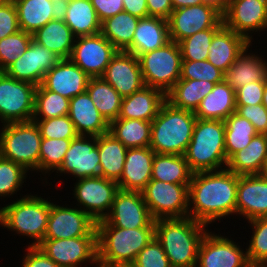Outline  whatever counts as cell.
I'll return each instance as SVG.
<instances>
[{
  "label": "cell",
  "instance_id": "1",
  "mask_svg": "<svg viewBox=\"0 0 267 267\" xmlns=\"http://www.w3.org/2000/svg\"><path fill=\"white\" fill-rule=\"evenodd\" d=\"M239 176L227 168L195 172L189 184L188 217L211 226L235 215Z\"/></svg>",
  "mask_w": 267,
  "mask_h": 267
},
{
  "label": "cell",
  "instance_id": "2",
  "mask_svg": "<svg viewBox=\"0 0 267 267\" xmlns=\"http://www.w3.org/2000/svg\"><path fill=\"white\" fill-rule=\"evenodd\" d=\"M208 226L191 217L155 220V238L171 266L196 267L198 250Z\"/></svg>",
  "mask_w": 267,
  "mask_h": 267
},
{
  "label": "cell",
  "instance_id": "3",
  "mask_svg": "<svg viewBox=\"0 0 267 267\" xmlns=\"http://www.w3.org/2000/svg\"><path fill=\"white\" fill-rule=\"evenodd\" d=\"M20 194L19 199H11L0 207V227L14 235L31 239L29 246H38L47 230L51 198L34 194Z\"/></svg>",
  "mask_w": 267,
  "mask_h": 267
},
{
  "label": "cell",
  "instance_id": "4",
  "mask_svg": "<svg viewBox=\"0 0 267 267\" xmlns=\"http://www.w3.org/2000/svg\"><path fill=\"white\" fill-rule=\"evenodd\" d=\"M98 266L132 265L138 253L155 237V228L126 229L96 223Z\"/></svg>",
  "mask_w": 267,
  "mask_h": 267
},
{
  "label": "cell",
  "instance_id": "5",
  "mask_svg": "<svg viewBox=\"0 0 267 267\" xmlns=\"http://www.w3.org/2000/svg\"><path fill=\"white\" fill-rule=\"evenodd\" d=\"M196 120L193 111L175 108L165 101L151 122L149 147L158 154L184 155Z\"/></svg>",
  "mask_w": 267,
  "mask_h": 267
},
{
  "label": "cell",
  "instance_id": "6",
  "mask_svg": "<svg viewBox=\"0 0 267 267\" xmlns=\"http://www.w3.org/2000/svg\"><path fill=\"white\" fill-rule=\"evenodd\" d=\"M184 157L193 173L225 169V122L197 118Z\"/></svg>",
  "mask_w": 267,
  "mask_h": 267
},
{
  "label": "cell",
  "instance_id": "7",
  "mask_svg": "<svg viewBox=\"0 0 267 267\" xmlns=\"http://www.w3.org/2000/svg\"><path fill=\"white\" fill-rule=\"evenodd\" d=\"M0 156L39 175L41 133L36 122L0 123Z\"/></svg>",
  "mask_w": 267,
  "mask_h": 267
},
{
  "label": "cell",
  "instance_id": "8",
  "mask_svg": "<svg viewBox=\"0 0 267 267\" xmlns=\"http://www.w3.org/2000/svg\"><path fill=\"white\" fill-rule=\"evenodd\" d=\"M138 59L145 86L159 89L166 95L180 79L182 54L179 43L170 41L159 49L141 54Z\"/></svg>",
  "mask_w": 267,
  "mask_h": 267
},
{
  "label": "cell",
  "instance_id": "9",
  "mask_svg": "<svg viewBox=\"0 0 267 267\" xmlns=\"http://www.w3.org/2000/svg\"><path fill=\"white\" fill-rule=\"evenodd\" d=\"M74 204L87 213L96 223L104 220L110 213L118 183L102 176L77 179L73 183Z\"/></svg>",
  "mask_w": 267,
  "mask_h": 267
},
{
  "label": "cell",
  "instance_id": "10",
  "mask_svg": "<svg viewBox=\"0 0 267 267\" xmlns=\"http://www.w3.org/2000/svg\"><path fill=\"white\" fill-rule=\"evenodd\" d=\"M141 193L154 220L188 217L189 185L151 179Z\"/></svg>",
  "mask_w": 267,
  "mask_h": 267
},
{
  "label": "cell",
  "instance_id": "11",
  "mask_svg": "<svg viewBox=\"0 0 267 267\" xmlns=\"http://www.w3.org/2000/svg\"><path fill=\"white\" fill-rule=\"evenodd\" d=\"M36 88L35 84L0 72V122L32 121Z\"/></svg>",
  "mask_w": 267,
  "mask_h": 267
},
{
  "label": "cell",
  "instance_id": "12",
  "mask_svg": "<svg viewBox=\"0 0 267 267\" xmlns=\"http://www.w3.org/2000/svg\"><path fill=\"white\" fill-rule=\"evenodd\" d=\"M168 25L170 41L176 43L199 31L224 26L222 11L209 3L173 10Z\"/></svg>",
  "mask_w": 267,
  "mask_h": 267
},
{
  "label": "cell",
  "instance_id": "13",
  "mask_svg": "<svg viewBox=\"0 0 267 267\" xmlns=\"http://www.w3.org/2000/svg\"><path fill=\"white\" fill-rule=\"evenodd\" d=\"M222 16L226 28L254 44L253 36L267 31V0H229Z\"/></svg>",
  "mask_w": 267,
  "mask_h": 267
},
{
  "label": "cell",
  "instance_id": "14",
  "mask_svg": "<svg viewBox=\"0 0 267 267\" xmlns=\"http://www.w3.org/2000/svg\"><path fill=\"white\" fill-rule=\"evenodd\" d=\"M38 247L60 267H98L97 236L44 239Z\"/></svg>",
  "mask_w": 267,
  "mask_h": 267
},
{
  "label": "cell",
  "instance_id": "15",
  "mask_svg": "<svg viewBox=\"0 0 267 267\" xmlns=\"http://www.w3.org/2000/svg\"><path fill=\"white\" fill-rule=\"evenodd\" d=\"M208 230L198 250L196 267H250L245 250L232 235ZM230 237V238H229ZM235 240V241H234ZM239 243V244H238Z\"/></svg>",
  "mask_w": 267,
  "mask_h": 267
},
{
  "label": "cell",
  "instance_id": "16",
  "mask_svg": "<svg viewBox=\"0 0 267 267\" xmlns=\"http://www.w3.org/2000/svg\"><path fill=\"white\" fill-rule=\"evenodd\" d=\"M52 201L44 239L97 236L96 222L87 213L73 204Z\"/></svg>",
  "mask_w": 267,
  "mask_h": 267
},
{
  "label": "cell",
  "instance_id": "17",
  "mask_svg": "<svg viewBox=\"0 0 267 267\" xmlns=\"http://www.w3.org/2000/svg\"><path fill=\"white\" fill-rule=\"evenodd\" d=\"M54 174L53 178L57 177V180H60L58 176L64 174L65 177L67 174L69 178L73 177L74 181L80 178L100 176L97 136L78 135L72 139L62 165Z\"/></svg>",
  "mask_w": 267,
  "mask_h": 267
},
{
  "label": "cell",
  "instance_id": "18",
  "mask_svg": "<svg viewBox=\"0 0 267 267\" xmlns=\"http://www.w3.org/2000/svg\"><path fill=\"white\" fill-rule=\"evenodd\" d=\"M117 49L101 34L77 37L70 60L90 78L102 77Z\"/></svg>",
  "mask_w": 267,
  "mask_h": 267
},
{
  "label": "cell",
  "instance_id": "19",
  "mask_svg": "<svg viewBox=\"0 0 267 267\" xmlns=\"http://www.w3.org/2000/svg\"><path fill=\"white\" fill-rule=\"evenodd\" d=\"M105 220L118 228H155V220L140 191L119 190Z\"/></svg>",
  "mask_w": 267,
  "mask_h": 267
},
{
  "label": "cell",
  "instance_id": "20",
  "mask_svg": "<svg viewBox=\"0 0 267 267\" xmlns=\"http://www.w3.org/2000/svg\"><path fill=\"white\" fill-rule=\"evenodd\" d=\"M60 60L59 56L32 39L28 49L4 72L16 80L39 86L44 75Z\"/></svg>",
  "mask_w": 267,
  "mask_h": 267
},
{
  "label": "cell",
  "instance_id": "21",
  "mask_svg": "<svg viewBox=\"0 0 267 267\" xmlns=\"http://www.w3.org/2000/svg\"><path fill=\"white\" fill-rule=\"evenodd\" d=\"M102 78L122 97L129 96L145 86L138 57L126 51H117Z\"/></svg>",
  "mask_w": 267,
  "mask_h": 267
},
{
  "label": "cell",
  "instance_id": "22",
  "mask_svg": "<svg viewBox=\"0 0 267 267\" xmlns=\"http://www.w3.org/2000/svg\"><path fill=\"white\" fill-rule=\"evenodd\" d=\"M235 215L245 221L267 217V179L262 174L239 176Z\"/></svg>",
  "mask_w": 267,
  "mask_h": 267
},
{
  "label": "cell",
  "instance_id": "23",
  "mask_svg": "<svg viewBox=\"0 0 267 267\" xmlns=\"http://www.w3.org/2000/svg\"><path fill=\"white\" fill-rule=\"evenodd\" d=\"M90 77L70 59H61L42 80L41 85L61 96L71 99L87 89Z\"/></svg>",
  "mask_w": 267,
  "mask_h": 267
},
{
  "label": "cell",
  "instance_id": "24",
  "mask_svg": "<svg viewBox=\"0 0 267 267\" xmlns=\"http://www.w3.org/2000/svg\"><path fill=\"white\" fill-rule=\"evenodd\" d=\"M155 152L148 146L128 148L124 169L117 182L123 191H142L151 180Z\"/></svg>",
  "mask_w": 267,
  "mask_h": 267
},
{
  "label": "cell",
  "instance_id": "25",
  "mask_svg": "<svg viewBox=\"0 0 267 267\" xmlns=\"http://www.w3.org/2000/svg\"><path fill=\"white\" fill-rule=\"evenodd\" d=\"M252 48V44H249L223 73V81L228 83L235 91L251 82L267 81L266 55H259L257 54L258 51L254 52L251 50Z\"/></svg>",
  "mask_w": 267,
  "mask_h": 267
},
{
  "label": "cell",
  "instance_id": "26",
  "mask_svg": "<svg viewBox=\"0 0 267 267\" xmlns=\"http://www.w3.org/2000/svg\"><path fill=\"white\" fill-rule=\"evenodd\" d=\"M69 118L78 135L99 136L109 132V123L98 111L87 91L70 99Z\"/></svg>",
  "mask_w": 267,
  "mask_h": 267
},
{
  "label": "cell",
  "instance_id": "27",
  "mask_svg": "<svg viewBox=\"0 0 267 267\" xmlns=\"http://www.w3.org/2000/svg\"><path fill=\"white\" fill-rule=\"evenodd\" d=\"M170 42L168 20L148 16L140 18L134 32L132 44L125 50L137 57Z\"/></svg>",
  "mask_w": 267,
  "mask_h": 267
},
{
  "label": "cell",
  "instance_id": "28",
  "mask_svg": "<svg viewBox=\"0 0 267 267\" xmlns=\"http://www.w3.org/2000/svg\"><path fill=\"white\" fill-rule=\"evenodd\" d=\"M165 101L166 95L161 90L144 86L133 94L122 98L118 118L152 122Z\"/></svg>",
  "mask_w": 267,
  "mask_h": 267
},
{
  "label": "cell",
  "instance_id": "29",
  "mask_svg": "<svg viewBox=\"0 0 267 267\" xmlns=\"http://www.w3.org/2000/svg\"><path fill=\"white\" fill-rule=\"evenodd\" d=\"M249 44L243 36L223 26L212 39L207 60L224 73Z\"/></svg>",
  "mask_w": 267,
  "mask_h": 267
},
{
  "label": "cell",
  "instance_id": "30",
  "mask_svg": "<svg viewBox=\"0 0 267 267\" xmlns=\"http://www.w3.org/2000/svg\"><path fill=\"white\" fill-rule=\"evenodd\" d=\"M267 162V135L257 134L251 142L236 152L226 168L238 176L261 174Z\"/></svg>",
  "mask_w": 267,
  "mask_h": 267
},
{
  "label": "cell",
  "instance_id": "31",
  "mask_svg": "<svg viewBox=\"0 0 267 267\" xmlns=\"http://www.w3.org/2000/svg\"><path fill=\"white\" fill-rule=\"evenodd\" d=\"M236 112V91L226 82L216 83L213 90L205 96L194 112L203 120L224 121Z\"/></svg>",
  "mask_w": 267,
  "mask_h": 267
},
{
  "label": "cell",
  "instance_id": "32",
  "mask_svg": "<svg viewBox=\"0 0 267 267\" xmlns=\"http://www.w3.org/2000/svg\"><path fill=\"white\" fill-rule=\"evenodd\" d=\"M32 38L61 59L70 58L76 39L64 21L55 19L33 33Z\"/></svg>",
  "mask_w": 267,
  "mask_h": 267
},
{
  "label": "cell",
  "instance_id": "33",
  "mask_svg": "<svg viewBox=\"0 0 267 267\" xmlns=\"http://www.w3.org/2000/svg\"><path fill=\"white\" fill-rule=\"evenodd\" d=\"M100 176L118 182L124 169L127 149L110 132L97 136Z\"/></svg>",
  "mask_w": 267,
  "mask_h": 267
},
{
  "label": "cell",
  "instance_id": "34",
  "mask_svg": "<svg viewBox=\"0 0 267 267\" xmlns=\"http://www.w3.org/2000/svg\"><path fill=\"white\" fill-rule=\"evenodd\" d=\"M214 86L215 83L209 81L179 79L166 94V101L175 108L195 112Z\"/></svg>",
  "mask_w": 267,
  "mask_h": 267
},
{
  "label": "cell",
  "instance_id": "35",
  "mask_svg": "<svg viewBox=\"0 0 267 267\" xmlns=\"http://www.w3.org/2000/svg\"><path fill=\"white\" fill-rule=\"evenodd\" d=\"M64 22L76 38L101 33V22L90 0H70Z\"/></svg>",
  "mask_w": 267,
  "mask_h": 267
},
{
  "label": "cell",
  "instance_id": "36",
  "mask_svg": "<svg viewBox=\"0 0 267 267\" xmlns=\"http://www.w3.org/2000/svg\"><path fill=\"white\" fill-rule=\"evenodd\" d=\"M192 175L193 172L190 170L184 155L155 153L151 179L189 185Z\"/></svg>",
  "mask_w": 267,
  "mask_h": 267
},
{
  "label": "cell",
  "instance_id": "37",
  "mask_svg": "<svg viewBox=\"0 0 267 267\" xmlns=\"http://www.w3.org/2000/svg\"><path fill=\"white\" fill-rule=\"evenodd\" d=\"M20 30L29 34L53 20L51 0H13Z\"/></svg>",
  "mask_w": 267,
  "mask_h": 267
},
{
  "label": "cell",
  "instance_id": "38",
  "mask_svg": "<svg viewBox=\"0 0 267 267\" xmlns=\"http://www.w3.org/2000/svg\"><path fill=\"white\" fill-rule=\"evenodd\" d=\"M86 91L109 124L118 118L123 97L108 82L102 77L90 78Z\"/></svg>",
  "mask_w": 267,
  "mask_h": 267
},
{
  "label": "cell",
  "instance_id": "39",
  "mask_svg": "<svg viewBox=\"0 0 267 267\" xmlns=\"http://www.w3.org/2000/svg\"><path fill=\"white\" fill-rule=\"evenodd\" d=\"M109 132L126 148L148 147L151 141V122L117 118L110 123Z\"/></svg>",
  "mask_w": 267,
  "mask_h": 267
},
{
  "label": "cell",
  "instance_id": "40",
  "mask_svg": "<svg viewBox=\"0 0 267 267\" xmlns=\"http://www.w3.org/2000/svg\"><path fill=\"white\" fill-rule=\"evenodd\" d=\"M139 18L125 12L101 23V34L118 50L125 51L131 44Z\"/></svg>",
  "mask_w": 267,
  "mask_h": 267
},
{
  "label": "cell",
  "instance_id": "41",
  "mask_svg": "<svg viewBox=\"0 0 267 267\" xmlns=\"http://www.w3.org/2000/svg\"><path fill=\"white\" fill-rule=\"evenodd\" d=\"M71 139H41L40 155H39V181H42V186L52 188V173H55L63 163L65 153L67 152ZM43 175L44 177H42ZM48 175V178L46 177ZM51 175V176H50ZM44 178V179H42ZM50 182H49V180ZM45 182V183H44ZM46 184V186H45Z\"/></svg>",
  "mask_w": 267,
  "mask_h": 267
},
{
  "label": "cell",
  "instance_id": "42",
  "mask_svg": "<svg viewBox=\"0 0 267 267\" xmlns=\"http://www.w3.org/2000/svg\"><path fill=\"white\" fill-rule=\"evenodd\" d=\"M225 150L229 160L236 152L244 149L258 133L252 123L236 112L224 120Z\"/></svg>",
  "mask_w": 267,
  "mask_h": 267
},
{
  "label": "cell",
  "instance_id": "43",
  "mask_svg": "<svg viewBox=\"0 0 267 267\" xmlns=\"http://www.w3.org/2000/svg\"><path fill=\"white\" fill-rule=\"evenodd\" d=\"M70 99L45 89L41 84L35 91L34 114L32 119H50L69 113Z\"/></svg>",
  "mask_w": 267,
  "mask_h": 267
},
{
  "label": "cell",
  "instance_id": "44",
  "mask_svg": "<svg viewBox=\"0 0 267 267\" xmlns=\"http://www.w3.org/2000/svg\"><path fill=\"white\" fill-rule=\"evenodd\" d=\"M30 173L20 164L0 156V199L3 201L18 195L26 185ZM24 185V186H23ZM20 190V191H19ZM7 198V199H6Z\"/></svg>",
  "mask_w": 267,
  "mask_h": 267
},
{
  "label": "cell",
  "instance_id": "45",
  "mask_svg": "<svg viewBox=\"0 0 267 267\" xmlns=\"http://www.w3.org/2000/svg\"><path fill=\"white\" fill-rule=\"evenodd\" d=\"M252 231L246 243L247 258L250 265L267 266V217L247 221ZM249 243V244H248Z\"/></svg>",
  "mask_w": 267,
  "mask_h": 267
},
{
  "label": "cell",
  "instance_id": "46",
  "mask_svg": "<svg viewBox=\"0 0 267 267\" xmlns=\"http://www.w3.org/2000/svg\"><path fill=\"white\" fill-rule=\"evenodd\" d=\"M219 30L205 29L181 40L182 61L207 60L212 39Z\"/></svg>",
  "mask_w": 267,
  "mask_h": 267
},
{
  "label": "cell",
  "instance_id": "47",
  "mask_svg": "<svg viewBox=\"0 0 267 267\" xmlns=\"http://www.w3.org/2000/svg\"><path fill=\"white\" fill-rule=\"evenodd\" d=\"M32 35L19 30L0 40V72H4L29 47Z\"/></svg>",
  "mask_w": 267,
  "mask_h": 267
},
{
  "label": "cell",
  "instance_id": "48",
  "mask_svg": "<svg viewBox=\"0 0 267 267\" xmlns=\"http://www.w3.org/2000/svg\"><path fill=\"white\" fill-rule=\"evenodd\" d=\"M38 125L42 138L74 139L78 136L68 114L50 119H32Z\"/></svg>",
  "mask_w": 267,
  "mask_h": 267
},
{
  "label": "cell",
  "instance_id": "49",
  "mask_svg": "<svg viewBox=\"0 0 267 267\" xmlns=\"http://www.w3.org/2000/svg\"><path fill=\"white\" fill-rule=\"evenodd\" d=\"M180 79H196L216 84L223 81V72L208 60L182 61Z\"/></svg>",
  "mask_w": 267,
  "mask_h": 267
},
{
  "label": "cell",
  "instance_id": "50",
  "mask_svg": "<svg viewBox=\"0 0 267 267\" xmlns=\"http://www.w3.org/2000/svg\"><path fill=\"white\" fill-rule=\"evenodd\" d=\"M133 267H171L162 245L154 237L137 255Z\"/></svg>",
  "mask_w": 267,
  "mask_h": 267
},
{
  "label": "cell",
  "instance_id": "51",
  "mask_svg": "<svg viewBox=\"0 0 267 267\" xmlns=\"http://www.w3.org/2000/svg\"><path fill=\"white\" fill-rule=\"evenodd\" d=\"M20 30L13 0H0V40Z\"/></svg>",
  "mask_w": 267,
  "mask_h": 267
},
{
  "label": "cell",
  "instance_id": "52",
  "mask_svg": "<svg viewBox=\"0 0 267 267\" xmlns=\"http://www.w3.org/2000/svg\"><path fill=\"white\" fill-rule=\"evenodd\" d=\"M236 113L249 120L258 134L267 135V109L263 104L236 105Z\"/></svg>",
  "mask_w": 267,
  "mask_h": 267
},
{
  "label": "cell",
  "instance_id": "53",
  "mask_svg": "<svg viewBox=\"0 0 267 267\" xmlns=\"http://www.w3.org/2000/svg\"><path fill=\"white\" fill-rule=\"evenodd\" d=\"M266 81L245 84L236 90V105H257L263 103Z\"/></svg>",
  "mask_w": 267,
  "mask_h": 267
},
{
  "label": "cell",
  "instance_id": "54",
  "mask_svg": "<svg viewBox=\"0 0 267 267\" xmlns=\"http://www.w3.org/2000/svg\"><path fill=\"white\" fill-rule=\"evenodd\" d=\"M21 267H60L51 260L38 246H25Z\"/></svg>",
  "mask_w": 267,
  "mask_h": 267
},
{
  "label": "cell",
  "instance_id": "55",
  "mask_svg": "<svg viewBox=\"0 0 267 267\" xmlns=\"http://www.w3.org/2000/svg\"><path fill=\"white\" fill-rule=\"evenodd\" d=\"M90 2L96 10L101 23L124 11L123 0H90Z\"/></svg>",
  "mask_w": 267,
  "mask_h": 267
},
{
  "label": "cell",
  "instance_id": "56",
  "mask_svg": "<svg viewBox=\"0 0 267 267\" xmlns=\"http://www.w3.org/2000/svg\"><path fill=\"white\" fill-rule=\"evenodd\" d=\"M148 16L168 20L173 11L171 0H146Z\"/></svg>",
  "mask_w": 267,
  "mask_h": 267
},
{
  "label": "cell",
  "instance_id": "57",
  "mask_svg": "<svg viewBox=\"0 0 267 267\" xmlns=\"http://www.w3.org/2000/svg\"><path fill=\"white\" fill-rule=\"evenodd\" d=\"M124 11L137 17H148L147 1L146 0H123Z\"/></svg>",
  "mask_w": 267,
  "mask_h": 267
},
{
  "label": "cell",
  "instance_id": "58",
  "mask_svg": "<svg viewBox=\"0 0 267 267\" xmlns=\"http://www.w3.org/2000/svg\"><path fill=\"white\" fill-rule=\"evenodd\" d=\"M70 0H51L52 16L55 20L64 21Z\"/></svg>",
  "mask_w": 267,
  "mask_h": 267
},
{
  "label": "cell",
  "instance_id": "59",
  "mask_svg": "<svg viewBox=\"0 0 267 267\" xmlns=\"http://www.w3.org/2000/svg\"><path fill=\"white\" fill-rule=\"evenodd\" d=\"M173 10L206 3L205 0H171Z\"/></svg>",
  "mask_w": 267,
  "mask_h": 267
},
{
  "label": "cell",
  "instance_id": "60",
  "mask_svg": "<svg viewBox=\"0 0 267 267\" xmlns=\"http://www.w3.org/2000/svg\"><path fill=\"white\" fill-rule=\"evenodd\" d=\"M205 2L216 6L223 12L227 8L229 0H205Z\"/></svg>",
  "mask_w": 267,
  "mask_h": 267
},
{
  "label": "cell",
  "instance_id": "61",
  "mask_svg": "<svg viewBox=\"0 0 267 267\" xmlns=\"http://www.w3.org/2000/svg\"><path fill=\"white\" fill-rule=\"evenodd\" d=\"M263 106L267 109V81H266V85H265V90H264V94H263Z\"/></svg>",
  "mask_w": 267,
  "mask_h": 267
},
{
  "label": "cell",
  "instance_id": "62",
  "mask_svg": "<svg viewBox=\"0 0 267 267\" xmlns=\"http://www.w3.org/2000/svg\"><path fill=\"white\" fill-rule=\"evenodd\" d=\"M98 267H133L132 265H110V266H98Z\"/></svg>",
  "mask_w": 267,
  "mask_h": 267
},
{
  "label": "cell",
  "instance_id": "63",
  "mask_svg": "<svg viewBox=\"0 0 267 267\" xmlns=\"http://www.w3.org/2000/svg\"><path fill=\"white\" fill-rule=\"evenodd\" d=\"M261 174L267 179V162H266V164L264 166V169H263Z\"/></svg>",
  "mask_w": 267,
  "mask_h": 267
},
{
  "label": "cell",
  "instance_id": "64",
  "mask_svg": "<svg viewBox=\"0 0 267 267\" xmlns=\"http://www.w3.org/2000/svg\"><path fill=\"white\" fill-rule=\"evenodd\" d=\"M250 267H267V266H263V265H251Z\"/></svg>",
  "mask_w": 267,
  "mask_h": 267
}]
</instances>
